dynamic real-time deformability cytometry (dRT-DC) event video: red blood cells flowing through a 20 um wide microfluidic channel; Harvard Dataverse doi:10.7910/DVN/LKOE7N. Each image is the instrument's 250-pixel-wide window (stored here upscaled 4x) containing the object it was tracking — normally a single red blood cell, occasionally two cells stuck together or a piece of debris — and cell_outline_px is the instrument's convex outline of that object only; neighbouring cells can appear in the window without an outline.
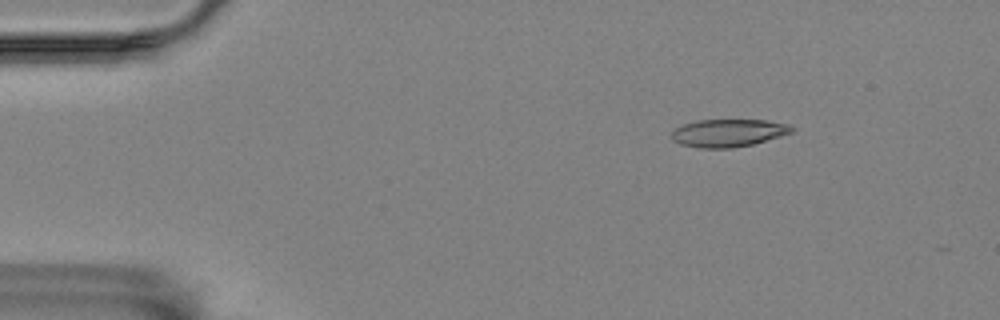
{"species": "Egyptian fruit bat (a non-hibernating species)", "species_latin": "Rousettus aegyptiacus", "temperature_condition": "room temperature", "stored_images_in_passage": 6, "camera_frame_rate_fps": 3000, "um_per_image_px": 0.085, "animal": {"sex": "female"}, "frame": {"image": 1, "passage_image": 3, "time_ms": 2.333, "image_size_px": [1000, 320], "cell_outline_px": [[796, 132], [752, 144], [732, 148], [700, 148], [680, 144], [672, 140], [672, 132], [676, 128], [684, 124], [700, 120], [768, 120], [788, 124], [796, 128]], "centroid_in_image_um": [61.96, 11.3], "position_along_channel_um": 23.0, "area_um2": 19.48}}